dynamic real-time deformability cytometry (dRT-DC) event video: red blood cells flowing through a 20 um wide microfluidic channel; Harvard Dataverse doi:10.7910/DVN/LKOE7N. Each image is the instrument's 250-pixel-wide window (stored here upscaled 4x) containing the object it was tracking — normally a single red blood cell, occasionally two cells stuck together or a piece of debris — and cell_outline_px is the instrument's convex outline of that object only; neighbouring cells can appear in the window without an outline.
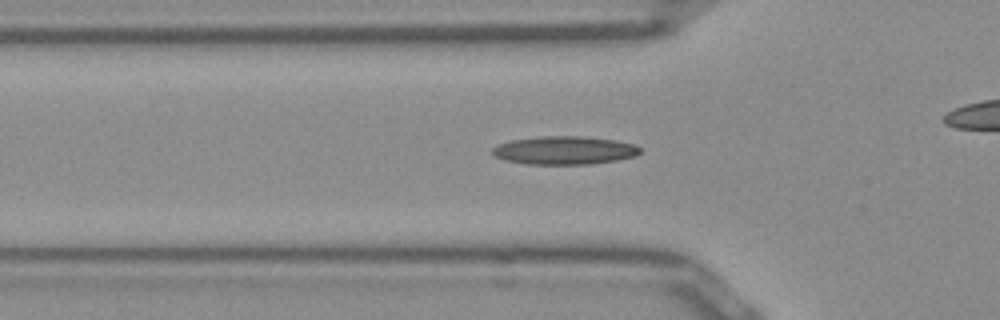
{"species": "Egyptian fruit bat (a non-hibernating species)", "species_latin": "Rousettus aegyptiacus", "temperature_condition": "room temperature", "stored_images_in_passage": 28, "camera_frame_rate_fps": 3000, "um_per_image_px": 0.085, "frame": {"image": 1, "passage_image": 2, "time_ms": 0.333, "image_size_px": [1000, 320], "cell_outline_px": [[640, 152], [636, 156], [616, 160], [588, 164], [528, 164], [508, 160], [492, 156], [492, 148], [500, 144], [512, 140], [544, 136], [580, 136], [616, 140], [636, 144], [640, 148]], "centroid_in_image_um": [48.0, 12.77], "position_along_channel_um": 77.8, "area_um2": 24.16}}
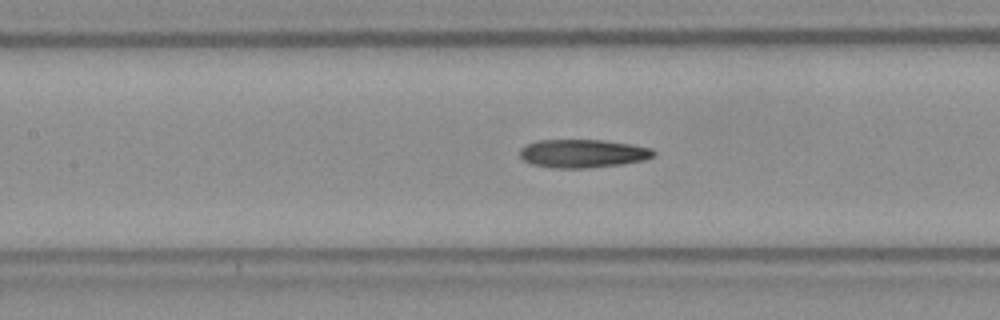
{"frame": {"image": 2, "passage_image": 8, "time_ms": 2.333, "image_size_px": [1000, 320], "cell_outline_px": [[656, 152], [652, 156], [644, 160], [624, 164], [588, 168], [552, 168], [532, 164], [524, 160], [520, 156], [520, 148], [536, 140], [604, 140], [632, 144], [652, 148]], "centroid_in_image_um": [49.55, 13.05], "position_along_channel_um": 157.9, "area_um2": 22.2}}
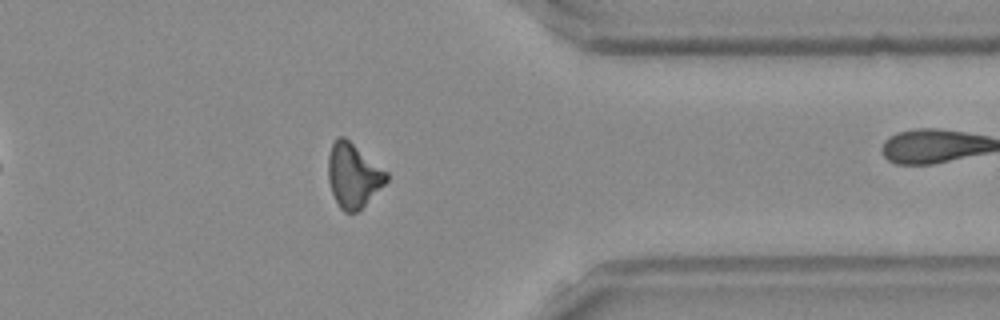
{"frame": {"image": 3, "passage_image": 26, "time_ms": 8.333, "image_size_px": [1000, 320], "cell_outline_px": [[388, 180], [356, 212], [344, 212], [340, 208], [332, 192], [328, 180], [328, 156], [332, 144], [336, 136], [344, 136], [388, 172]], "centroid_in_image_um": [30.01, 14.88], "position_along_channel_um": 381.4, "area_um2": 21.5}}